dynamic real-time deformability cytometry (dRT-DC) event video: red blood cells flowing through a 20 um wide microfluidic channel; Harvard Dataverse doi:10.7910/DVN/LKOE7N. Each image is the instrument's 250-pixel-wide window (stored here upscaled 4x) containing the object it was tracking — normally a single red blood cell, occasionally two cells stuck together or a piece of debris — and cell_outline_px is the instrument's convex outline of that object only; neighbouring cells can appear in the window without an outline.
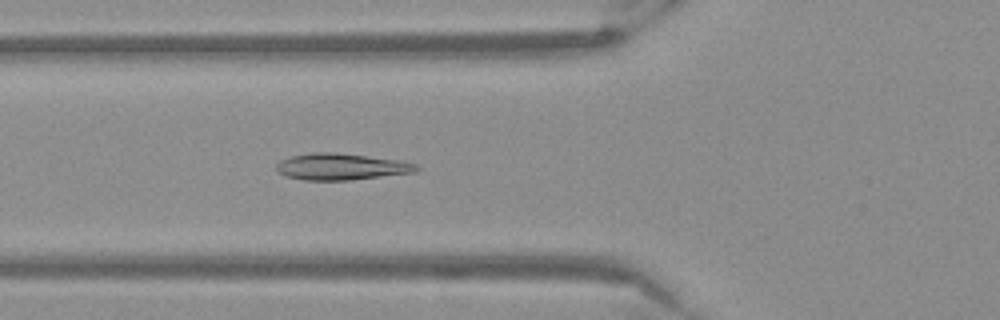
{"species": "Egyptian fruit bat (a non-hibernating species)", "species_latin": "Rousettus aegyptiacus", "temperature_condition": "warm", "stored_images_in_passage": 52, "camera_frame_rate_fps": 3000, "um_per_image_px": 0.085, "frame": {"image": 1, "passage_image": 19, "time_ms": 6.0, "image_size_px": [1000, 320], "cell_outline_px": [[420, 168], [416, 172], [348, 180], [304, 180], [284, 176], [276, 168], [276, 164], [280, 160], [288, 156], [312, 152], [336, 152], [404, 160], [416, 164]], "centroid_in_image_um": [29.0, 14.15], "position_along_channel_um": 96.8, "area_um2": 21.91}}
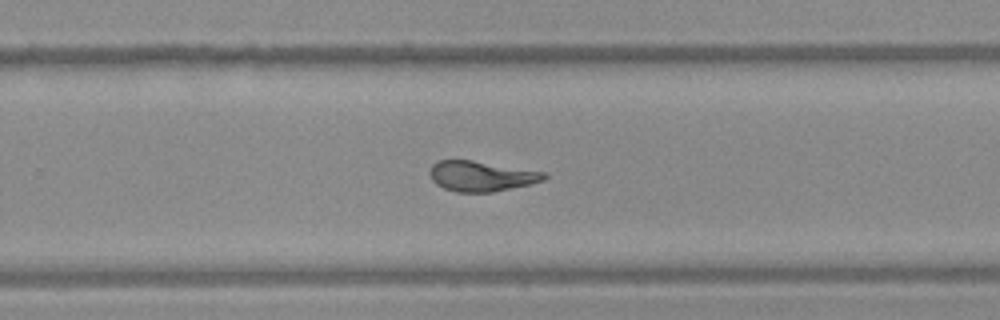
{"frame": {"image": 2, "passage_image": 34, "time_ms": 11.0, "image_size_px": [1000, 320], "cell_outline_px": [[548, 176], [544, 180], [532, 184], [492, 192], [456, 192], [444, 188], [436, 184], [432, 180], [428, 172], [432, 164], [436, 160], [472, 160], [544, 172]], "centroid_in_image_um": [40.88, 14.97], "position_along_channel_um": 288.9, "area_um2": 20.23}}
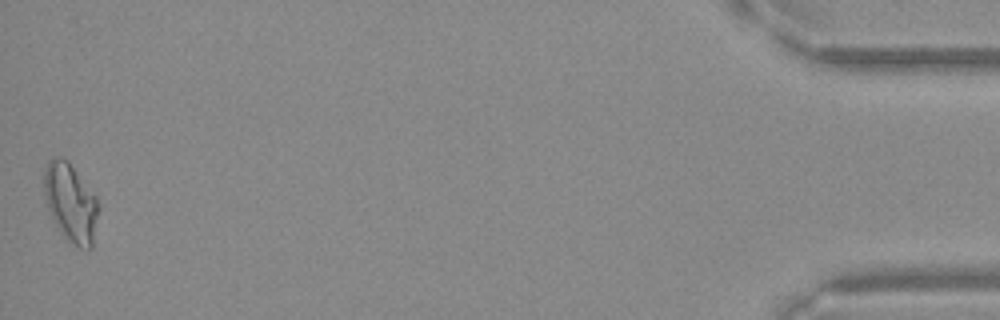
{"frame": {"image": 3, "passage_image": 52, "time_ms": 17.0, "image_size_px": [1000, 320], "cell_outline_px": [[100, 208], [92, 248], [88, 252], [68, 244], [60, 232], [48, 208], [44, 192], [44, 172], [48, 160], [52, 156], [56, 156], [68, 160], [96, 196]], "centroid_in_image_um": [6.04, 17.28], "position_along_channel_um": 429.2, "area_um2": 25.43}}